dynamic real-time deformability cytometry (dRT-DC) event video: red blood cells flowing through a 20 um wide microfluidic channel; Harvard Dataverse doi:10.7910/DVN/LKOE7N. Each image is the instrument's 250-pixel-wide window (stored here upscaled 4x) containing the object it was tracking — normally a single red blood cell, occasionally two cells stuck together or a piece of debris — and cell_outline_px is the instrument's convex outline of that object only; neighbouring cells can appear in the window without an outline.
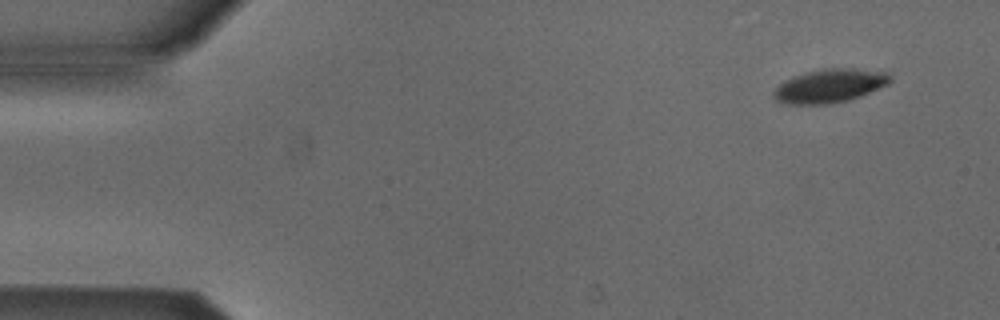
{"species": "Egyptian fruit bat (a non-hibernating species)", "species_latin": "Rousettus aegyptiacus", "temperature_condition": "cold", "stored_images_in_passage": 6, "segment_of_instrument_passage": [2, 2], "camera_frame_rate_fps": 3000, "um_per_image_px": 0.085, "animal": {"sex": "male"}, "frame": {"image": 1, "passage_image": 6, "time_ms": 1.667, "image_size_px": [1000, 320], "cell_outline_px": [[892, 80], [888, 84], [860, 96], [848, 100], [832, 104], [784, 104], [776, 100], [772, 96], [772, 92], [784, 80], [792, 76], [824, 68], [856, 68], [888, 72], [892, 76]], "centroid_in_image_um": [70.53, 7.29], "position_along_channel_um": 14.5, "area_um2": 23.0}}